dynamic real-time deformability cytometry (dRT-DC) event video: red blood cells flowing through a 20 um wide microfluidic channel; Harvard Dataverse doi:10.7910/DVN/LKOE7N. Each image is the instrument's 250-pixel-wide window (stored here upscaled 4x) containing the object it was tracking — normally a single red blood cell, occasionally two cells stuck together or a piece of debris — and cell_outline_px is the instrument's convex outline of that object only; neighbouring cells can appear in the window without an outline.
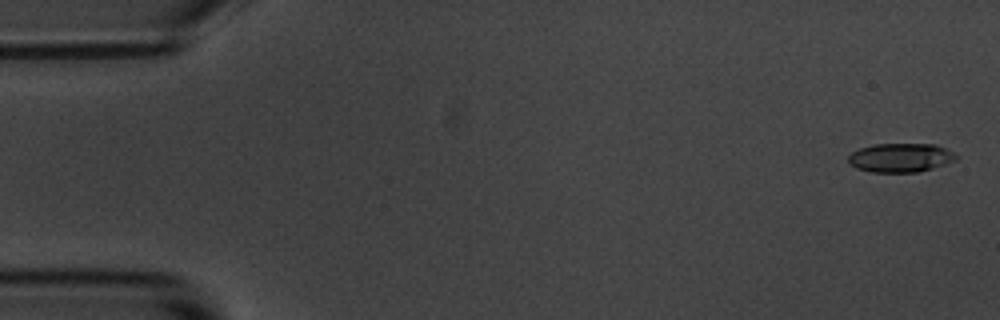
{"species": "common noctule bat (a hibernating species)", "species_latin": "Nyctalus noctula", "temperature_condition": "room temperature", "stored_images_in_passage": 55, "camera_frame_rate_fps": 3000, "um_per_image_px": 0.085, "animal": {"sex": "male", "body_mass_g": 20.1, "forearm_length_mm": 53.5}, "frame": {"image": 1, "passage_image": 2, "time_ms": 0.333, "image_size_px": [1000, 320], "cell_outline_px": [[960, 156], [956, 160], [932, 168], [916, 172], [872, 172], [856, 168], [848, 160], [848, 156], [852, 152], [860, 148], [872, 144], [936, 144]], "centroid_in_image_um": [76.55, 13.39], "position_along_channel_um": 8.5, "area_um2": 18.09}}
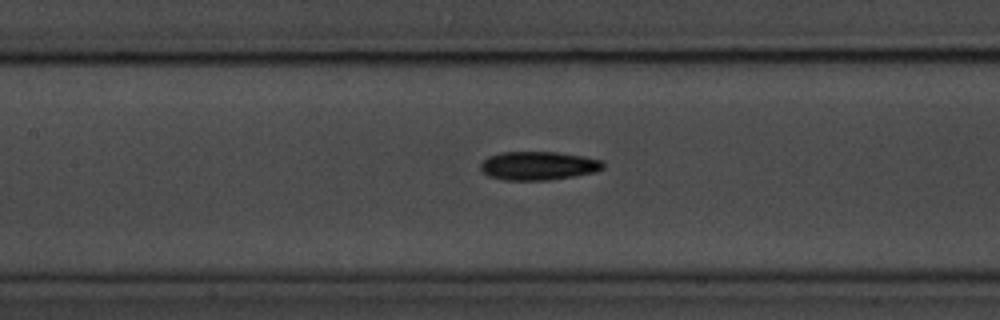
{"frame": {"image": 2, "passage_image": 25, "time_ms": 8.0, "image_size_px": [1000, 320], "cell_outline_px": [[604, 168], [596, 172], [552, 180], [504, 180], [488, 176], [480, 168], [480, 164], [488, 156], [500, 152], [556, 152], [584, 156], [604, 160]], "centroid_in_image_um": [45.79, 14.09], "position_along_channel_um": 161.6, "area_um2": 20.63}}
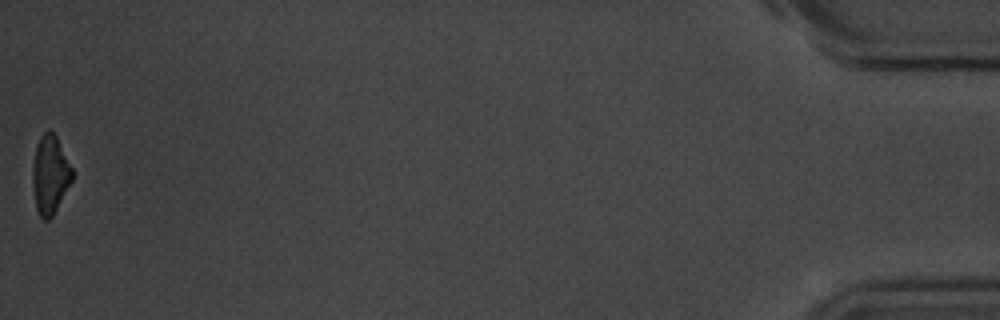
{"frame": {"image": 3, "passage_image": 55, "time_ms": 18.0, "image_size_px": [1000, 320], "cell_outline_px": [[72, 180], [52, 216], [48, 220], [44, 220], [40, 216], [36, 208], [32, 184], [32, 168], [36, 144], [40, 136], [48, 128], [56, 136], [72, 168]], "centroid_in_image_um": [4.23, 14.82], "position_along_channel_um": 431.0, "area_um2": 17.98}, "authors_computed_cell_mechanics": {"area_um2": 19.4786, "velocity_mm_per_s": 3.676, "shape_relaxation_time_tau1_ms": 3.0868, "shape_relaxation_time_tau2_ms": 3.082, "deformation_change_tau1": 0.1467, "deformation_change_tau2": 0.1069}}